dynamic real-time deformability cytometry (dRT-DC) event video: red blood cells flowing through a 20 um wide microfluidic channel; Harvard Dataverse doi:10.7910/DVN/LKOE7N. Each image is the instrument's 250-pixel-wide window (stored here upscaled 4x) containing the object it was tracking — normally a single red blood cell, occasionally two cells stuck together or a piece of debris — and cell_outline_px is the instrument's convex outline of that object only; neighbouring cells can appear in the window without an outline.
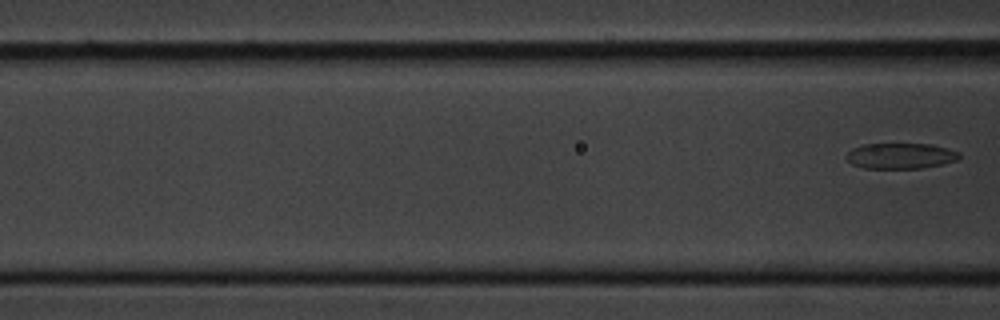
{"species": "common noctule bat (a hibernating species)", "species_latin": "Nyctalus noctula", "temperature_condition": "cold", "stored_images_in_passage": 7, "camera_frame_rate_fps": 3000, "um_per_image_px": 0.085, "animal": {"sex": "male", "body_mass_g": 20.1, "forearm_length_mm": 53.5}, "frame": {"image": 1, "passage_image": 7, "time_ms": 7.667, "image_size_px": [1000, 320], "cell_outline_px": [[960, 156], [956, 160], [940, 164], [920, 168], [864, 168], [852, 164], [844, 156], [852, 148], [864, 144], [932, 144], [960, 152]], "centroid_in_image_um": [76.51, 13.24], "position_along_channel_um": 90.1, "area_um2": 16.76}}